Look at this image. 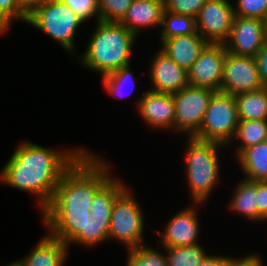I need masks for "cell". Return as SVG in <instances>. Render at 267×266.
I'll return each mask as SVG.
<instances>
[{
    "instance_id": "6da1fadb",
    "label": "cell",
    "mask_w": 267,
    "mask_h": 266,
    "mask_svg": "<svg viewBox=\"0 0 267 266\" xmlns=\"http://www.w3.org/2000/svg\"><path fill=\"white\" fill-rule=\"evenodd\" d=\"M106 160L88 148L62 175L51 202L40 213L47 233L68 244L84 230L96 191L113 175L114 164Z\"/></svg>"
},
{
    "instance_id": "7a4b0ae2",
    "label": "cell",
    "mask_w": 267,
    "mask_h": 266,
    "mask_svg": "<svg viewBox=\"0 0 267 266\" xmlns=\"http://www.w3.org/2000/svg\"><path fill=\"white\" fill-rule=\"evenodd\" d=\"M87 149L80 145L59 150L32 140L20 141L0 169V184L29 192L41 213L51 202L62 175Z\"/></svg>"
},
{
    "instance_id": "3957f363",
    "label": "cell",
    "mask_w": 267,
    "mask_h": 266,
    "mask_svg": "<svg viewBox=\"0 0 267 266\" xmlns=\"http://www.w3.org/2000/svg\"><path fill=\"white\" fill-rule=\"evenodd\" d=\"M138 37L119 22L96 21L83 53L76 56L80 67L103 76L132 64Z\"/></svg>"
},
{
    "instance_id": "277c9868",
    "label": "cell",
    "mask_w": 267,
    "mask_h": 266,
    "mask_svg": "<svg viewBox=\"0 0 267 266\" xmlns=\"http://www.w3.org/2000/svg\"><path fill=\"white\" fill-rule=\"evenodd\" d=\"M184 139H187L184 141L183 152L184 177L187 181V190H189V200L207 203L214 189L223 181L220 156L224 149L227 152V146L195 137Z\"/></svg>"
},
{
    "instance_id": "5b68a950",
    "label": "cell",
    "mask_w": 267,
    "mask_h": 266,
    "mask_svg": "<svg viewBox=\"0 0 267 266\" xmlns=\"http://www.w3.org/2000/svg\"><path fill=\"white\" fill-rule=\"evenodd\" d=\"M25 24L46 34L69 56L78 55L75 38L85 22L63 1L47 0L27 16Z\"/></svg>"
},
{
    "instance_id": "8992f818",
    "label": "cell",
    "mask_w": 267,
    "mask_h": 266,
    "mask_svg": "<svg viewBox=\"0 0 267 266\" xmlns=\"http://www.w3.org/2000/svg\"><path fill=\"white\" fill-rule=\"evenodd\" d=\"M130 188L128 186L115 199L109 225V241L123 244L126 249L146 244L144 233L146 227L149 228L144 211Z\"/></svg>"
},
{
    "instance_id": "52a82bcc",
    "label": "cell",
    "mask_w": 267,
    "mask_h": 266,
    "mask_svg": "<svg viewBox=\"0 0 267 266\" xmlns=\"http://www.w3.org/2000/svg\"><path fill=\"white\" fill-rule=\"evenodd\" d=\"M238 123L234 95L216 91L210 98L202 125L193 137L228 146L235 136Z\"/></svg>"
},
{
    "instance_id": "ba28073f",
    "label": "cell",
    "mask_w": 267,
    "mask_h": 266,
    "mask_svg": "<svg viewBox=\"0 0 267 266\" xmlns=\"http://www.w3.org/2000/svg\"><path fill=\"white\" fill-rule=\"evenodd\" d=\"M212 91L188 84L179 92L173 93L175 116L173 133L193 137L200 129Z\"/></svg>"
},
{
    "instance_id": "9c48e42d",
    "label": "cell",
    "mask_w": 267,
    "mask_h": 266,
    "mask_svg": "<svg viewBox=\"0 0 267 266\" xmlns=\"http://www.w3.org/2000/svg\"><path fill=\"white\" fill-rule=\"evenodd\" d=\"M206 203L189 202V206L177 211L164 225L161 230H152L160 237L156 244L161 247L193 246L200 244V218L201 206Z\"/></svg>"
},
{
    "instance_id": "30bf717a",
    "label": "cell",
    "mask_w": 267,
    "mask_h": 266,
    "mask_svg": "<svg viewBox=\"0 0 267 266\" xmlns=\"http://www.w3.org/2000/svg\"><path fill=\"white\" fill-rule=\"evenodd\" d=\"M234 16L232 0H207L195 18L196 30L208 43L224 44Z\"/></svg>"
},
{
    "instance_id": "8fae6325",
    "label": "cell",
    "mask_w": 267,
    "mask_h": 266,
    "mask_svg": "<svg viewBox=\"0 0 267 266\" xmlns=\"http://www.w3.org/2000/svg\"><path fill=\"white\" fill-rule=\"evenodd\" d=\"M267 39V21L235 15L231 33L224 43L227 52L255 57Z\"/></svg>"
},
{
    "instance_id": "7c38bea8",
    "label": "cell",
    "mask_w": 267,
    "mask_h": 266,
    "mask_svg": "<svg viewBox=\"0 0 267 266\" xmlns=\"http://www.w3.org/2000/svg\"><path fill=\"white\" fill-rule=\"evenodd\" d=\"M261 88L255 58L226 52L220 91L236 95Z\"/></svg>"
},
{
    "instance_id": "4fadbf2b",
    "label": "cell",
    "mask_w": 267,
    "mask_h": 266,
    "mask_svg": "<svg viewBox=\"0 0 267 266\" xmlns=\"http://www.w3.org/2000/svg\"><path fill=\"white\" fill-rule=\"evenodd\" d=\"M134 108L142 122L152 130H166L173 134L175 102L171 93L143 90L137 97Z\"/></svg>"
},
{
    "instance_id": "5bb4252c",
    "label": "cell",
    "mask_w": 267,
    "mask_h": 266,
    "mask_svg": "<svg viewBox=\"0 0 267 266\" xmlns=\"http://www.w3.org/2000/svg\"><path fill=\"white\" fill-rule=\"evenodd\" d=\"M226 52L224 44L208 43L187 71L189 84L220 91Z\"/></svg>"
},
{
    "instance_id": "9a60e30c",
    "label": "cell",
    "mask_w": 267,
    "mask_h": 266,
    "mask_svg": "<svg viewBox=\"0 0 267 266\" xmlns=\"http://www.w3.org/2000/svg\"><path fill=\"white\" fill-rule=\"evenodd\" d=\"M146 73L150 86L148 90L157 93H176L189 84L188 73L160 49L153 53Z\"/></svg>"
},
{
    "instance_id": "2e32d148",
    "label": "cell",
    "mask_w": 267,
    "mask_h": 266,
    "mask_svg": "<svg viewBox=\"0 0 267 266\" xmlns=\"http://www.w3.org/2000/svg\"><path fill=\"white\" fill-rule=\"evenodd\" d=\"M23 258L12 261L16 266H66L69 247L62 240L46 232Z\"/></svg>"
},
{
    "instance_id": "e0dca14e",
    "label": "cell",
    "mask_w": 267,
    "mask_h": 266,
    "mask_svg": "<svg viewBox=\"0 0 267 266\" xmlns=\"http://www.w3.org/2000/svg\"><path fill=\"white\" fill-rule=\"evenodd\" d=\"M164 0H133L126 15L119 22L140 37L145 30L160 28L164 14Z\"/></svg>"
},
{
    "instance_id": "ac0fdd59",
    "label": "cell",
    "mask_w": 267,
    "mask_h": 266,
    "mask_svg": "<svg viewBox=\"0 0 267 266\" xmlns=\"http://www.w3.org/2000/svg\"><path fill=\"white\" fill-rule=\"evenodd\" d=\"M159 48L181 68L188 71L208 42L197 32L160 39Z\"/></svg>"
},
{
    "instance_id": "d6986e66",
    "label": "cell",
    "mask_w": 267,
    "mask_h": 266,
    "mask_svg": "<svg viewBox=\"0 0 267 266\" xmlns=\"http://www.w3.org/2000/svg\"><path fill=\"white\" fill-rule=\"evenodd\" d=\"M231 191L230 201L226 204L229 212L240 215L253 224L267 222L257 211V181L240 178Z\"/></svg>"
},
{
    "instance_id": "ffe728a7",
    "label": "cell",
    "mask_w": 267,
    "mask_h": 266,
    "mask_svg": "<svg viewBox=\"0 0 267 266\" xmlns=\"http://www.w3.org/2000/svg\"><path fill=\"white\" fill-rule=\"evenodd\" d=\"M234 160L243 178L267 181V141L245 148Z\"/></svg>"
},
{
    "instance_id": "44dd1931",
    "label": "cell",
    "mask_w": 267,
    "mask_h": 266,
    "mask_svg": "<svg viewBox=\"0 0 267 266\" xmlns=\"http://www.w3.org/2000/svg\"><path fill=\"white\" fill-rule=\"evenodd\" d=\"M267 141V120H239L233 140L227 147L232 148L236 158L245 148ZM236 145V146H235Z\"/></svg>"
},
{
    "instance_id": "7402d4cb",
    "label": "cell",
    "mask_w": 267,
    "mask_h": 266,
    "mask_svg": "<svg viewBox=\"0 0 267 266\" xmlns=\"http://www.w3.org/2000/svg\"><path fill=\"white\" fill-rule=\"evenodd\" d=\"M119 175H112L95 193L91 217L110 218L115 199L128 187Z\"/></svg>"
},
{
    "instance_id": "603a6c76",
    "label": "cell",
    "mask_w": 267,
    "mask_h": 266,
    "mask_svg": "<svg viewBox=\"0 0 267 266\" xmlns=\"http://www.w3.org/2000/svg\"><path fill=\"white\" fill-rule=\"evenodd\" d=\"M239 120H267V88L234 95Z\"/></svg>"
},
{
    "instance_id": "cb8c5ba5",
    "label": "cell",
    "mask_w": 267,
    "mask_h": 266,
    "mask_svg": "<svg viewBox=\"0 0 267 266\" xmlns=\"http://www.w3.org/2000/svg\"><path fill=\"white\" fill-rule=\"evenodd\" d=\"M110 218L90 217L84 226V230L67 244L69 250L71 245H79L83 248L92 249L109 241Z\"/></svg>"
},
{
    "instance_id": "d4e9b609",
    "label": "cell",
    "mask_w": 267,
    "mask_h": 266,
    "mask_svg": "<svg viewBox=\"0 0 267 266\" xmlns=\"http://www.w3.org/2000/svg\"><path fill=\"white\" fill-rule=\"evenodd\" d=\"M100 80L104 87V92L116 99L129 97L134 92L138 82L131 64L101 76ZM125 91L128 92L126 93Z\"/></svg>"
},
{
    "instance_id": "484cf974",
    "label": "cell",
    "mask_w": 267,
    "mask_h": 266,
    "mask_svg": "<svg viewBox=\"0 0 267 266\" xmlns=\"http://www.w3.org/2000/svg\"><path fill=\"white\" fill-rule=\"evenodd\" d=\"M195 31L196 21L193 16L164 11L162 25L158 30V39L189 35Z\"/></svg>"
},
{
    "instance_id": "4316f807",
    "label": "cell",
    "mask_w": 267,
    "mask_h": 266,
    "mask_svg": "<svg viewBox=\"0 0 267 266\" xmlns=\"http://www.w3.org/2000/svg\"><path fill=\"white\" fill-rule=\"evenodd\" d=\"M144 244L126 249V266H168L164 247ZM162 250V252H161Z\"/></svg>"
},
{
    "instance_id": "83f0119b",
    "label": "cell",
    "mask_w": 267,
    "mask_h": 266,
    "mask_svg": "<svg viewBox=\"0 0 267 266\" xmlns=\"http://www.w3.org/2000/svg\"><path fill=\"white\" fill-rule=\"evenodd\" d=\"M168 266H198L209 254L204 245L164 247Z\"/></svg>"
},
{
    "instance_id": "f1b7e54d",
    "label": "cell",
    "mask_w": 267,
    "mask_h": 266,
    "mask_svg": "<svg viewBox=\"0 0 267 266\" xmlns=\"http://www.w3.org/2000/svg\"><path fill=\"white\" fill-rule=\"evenodd\" d=\"M133 0H98L100 21L120 22Z\"/></svg>"
},
{
    "instance_id": "f546056e",
    "label": "cell",
    "mask_w": 267,
    "mask_h": 266,
    "mask_svg": "<svg viewBox=\"0 0 267 266\" xmlns=\"http://www.w3.org/2000/svg\"><path fill=\"white\" fill-rule=\"evenodd\" d=\"M232 4L234 15L267 21V0H236Z\"/></svg>"
},
{
    "instance_id": "4dcf8cb0",
    "label": "cell",
    "mask_w": 267,
    "mask_h": 266,
    "mask_svg": "<svg viewBox=\"0 0 267 266\" xmlns=\"http://www.w3.org/2000/svg\"><path fill=\"white\" fill-rule=\"evenodd\" d=\"M85 23L99 21L98 0H63ZM90 20V21H89Z\"/></svg>"
},
{
    "instance_id": "1f68e13d",
    "label": "cell",
    "mask_w": 267,
    "mask_h": 266,
    "mask_svg": "<svg viewBox=\"0 0 267 266\" xmlns=\"http://www.w3.org/2000/svg\"><path fill=\"white\" fill-rule=\"evenodd\" d=\"M206 1L207 0H164V8L166 12L180 13L196 18Z\"/></svg>"
},
{
    "instance_id": "d6a6232c",
    "label": "cell",
    "mask_w": 267,
    "mask_h": 266,
    "mask_svg": "<svg viewBox=\"0 0 267 266\" xmlns=\"http://www.w3.org/2000/svg\"><path fill=\"white\" fill-rule=\"evenodd\" d=\"M0 14L12 25L26 23L27 15L21 10L17 0H0Z\"/></svg>"
},
{
    "instance_id": "836d02e7",
    "label": "cell",
    "mask_w": 267,
    "mask_h": 266,
    "mask_svg": "<svg viewBox=\"0 0 267 266\" xmlns=\"http://www.w3.org/2000/svg\"><path fill=\"white\" fill-rule=\"evenodd\" d=\"M262 254L250 252L244 257H233L227 266H266Z\"/></svg>"
},
{
    "instance_id": "e575fe53",
    "label": "cell",
    "mask_w": 267,
    "mask_h": 266,
    "mask_svg": "<svg viewBox=\"0 0 267 266\" xmlns=\"http://www.w3.org/2000/svg\"><path fill=\"white\" fill-rule=\"evenodd\" d=\"M254 58L257 64L261 83L263 87L267 88V39Z\"/></svg>"
},
{
    "instance_id": "d590c367",
    "label": "cell",
    "mask_w": 267,
    "mask_h": 266,
    "mask_svg": "<svg viewBox=\"0 0 267 266\" xmlns=\"http://www.w3.org/2000/svg\"><path fill=\"white\" fill-rule=\"evenodd\" d=\"M257 211L267 221V181H257Z\"/></svg>"
},
{
    "instance_id": "8d00e7d4",
    "label": "cell",
    "mask_w": 267,
    "mask_h": 266,
    "mask_svg": "<svg viewBox=\"0 0 267 266\" xmlns=\"http://www.w3.org/2000/svg\"><path fill=\"white\" fill-rule=\"evenodd\" d=\"M234 256L228 255H218V254H208L204 260H202L198 266H227L228 262Z\"/></svg>"
},
{
    "instance_id": "74e56055",
    "label": "cell",
    "mask_w": 267,
    "mask_h": 266,
    "mask_svg": "<svg viewBox=\"0 0 267 266\" xmlns=\"http://www.w3.org/2000/svg\"><path fill=\"white\" fill-rule=\"evenodd\" d=\"M21 10L28 16L33 10L44 4L47 0H17Z\"/></svg>"
},
{
    "instance_id": "f35d334b",
    "label": "cell",
    "mask_w": 267,
    "mask_h": 266,
    "mask_svg": "<svg viewBox=\"0 0 267 266\" xmlns=\"http://www.w3.org/2000/svg\"><path fill=\"white\" fill-rule=\"evenodd\" d=\"M11 24L0 14V36L9 33V29H11Z\"/></svg>"
},
{
    "instance_id": "ab89813d",
    "label": "cell",
    "mask_w": 267,
    "mask_h": 266,
    "mask_svg": "<svg viewBox=\"0 0 267 266\" xmlns=\"http://www.w3.org/2000/svg\"><path fill=\"white\" fill-rule=\"evenodd\" d=\"M5 266H16V265L13 262H10L9 264H7Z\"/></svg>"
}]
</instances>
